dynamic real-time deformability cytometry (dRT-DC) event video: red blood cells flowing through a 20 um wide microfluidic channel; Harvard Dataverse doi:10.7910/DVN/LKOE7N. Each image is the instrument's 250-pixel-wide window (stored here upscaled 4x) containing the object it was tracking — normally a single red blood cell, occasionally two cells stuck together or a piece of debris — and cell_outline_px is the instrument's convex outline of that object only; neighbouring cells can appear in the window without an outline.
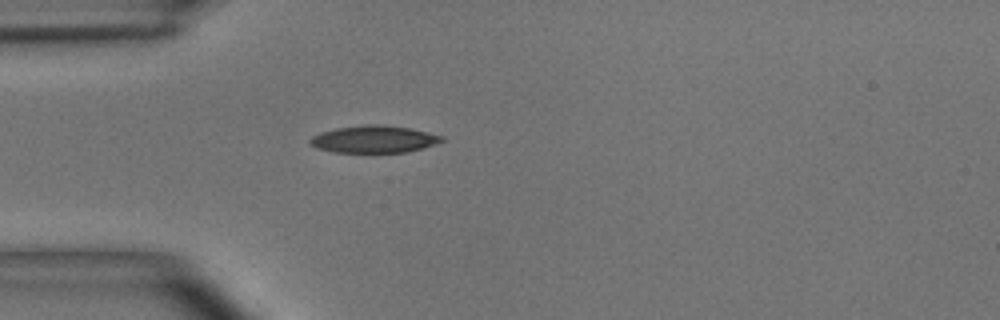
{"species": "common noctule bat (a hibernating species)", "species_latin": "Nyctalus noctula", "temperature_condition": "room temperature", "stored_images_in_passage": 1, "camera_frame_rate_fps": 3000, "um_per_image_px": 0.085, "animal": {"sex": "male", "body_mass_g": 15.6}, "frame": {"image": 1, "passage_image": 1, "time_ms": 0.0, "image_size_px": [1000, 320], "cell_outline_px": [[444, 140], [424, 148], [408, 152], [332, 152], [316, 148], [308, 140], [312, 136], [320, 132], [336, 128], [368, 124], [380, 124], [408, 128], [428, 132], [444, 136]], "centroid_in_image_um": [31.78, 11.83], "position_along_channel_um": 53.2, "area_um2": 20.87}}